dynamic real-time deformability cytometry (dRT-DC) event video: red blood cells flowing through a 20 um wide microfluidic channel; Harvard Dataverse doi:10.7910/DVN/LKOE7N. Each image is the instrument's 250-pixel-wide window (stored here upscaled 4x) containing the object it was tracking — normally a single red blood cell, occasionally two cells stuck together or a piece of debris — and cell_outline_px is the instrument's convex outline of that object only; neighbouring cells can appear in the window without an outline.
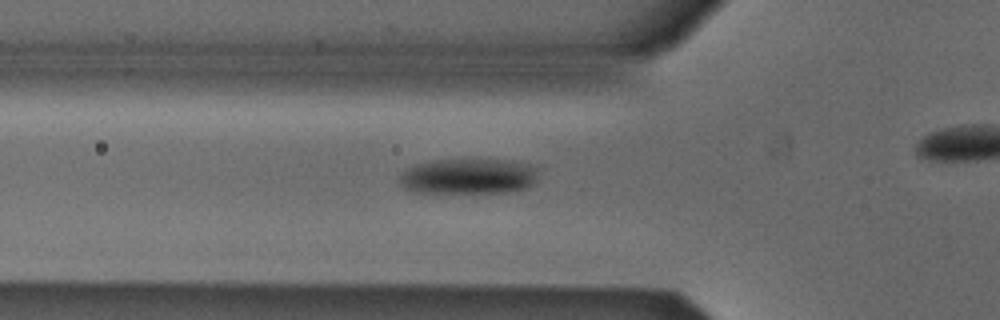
{"species": "Egyptian fruit bat (a non-hibernating species)", "species_latin": "Rousettus aegyptiacus", "temperature_condition": "cold", "stored_images_in_passage": 38, "camera_frame_rate_fps": 3000, "um_per_image_px": 0.085, "animal": {"sex": "male"}, "frame": {"image": 1, "passage_image": 13, "time_ms": 4.0, "image_size_px": [1000, 320], "cell_outline_px": [[536, 176], [532, 184], [528, 188], [504, 192], [416, 192], [404, 188], [400, 180], [400, 176], [408, 168], [416, 164], [436, 160], [508, 160], [528, 164], [536, 168]], "centroid_in_image_um": [39.82, 14.98], "position_along_channel_um": 86.0, "area_um2": 28.21}}
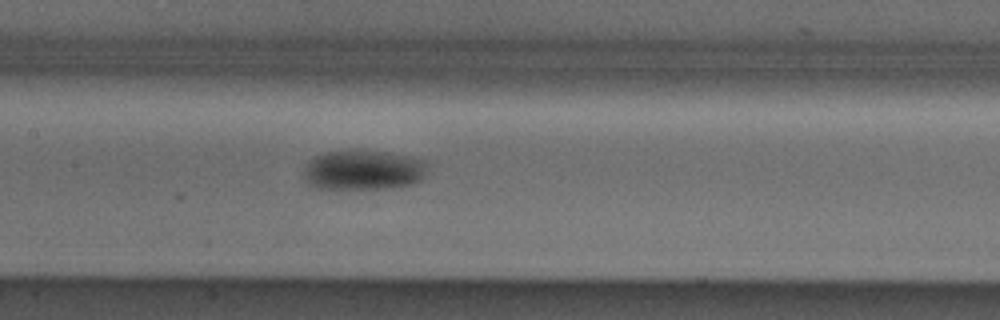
{"frame": {"image": 2, "passage_image": 20, "time_ms": 6.333, "image_size_px": [1000, 320], "cell_outline_px": [[424, 176], [420, 180], [412, 184], [392, 188], [316, 188], [308, 184], [304, 180], [304, 168], [308, 160], [324, 152], [352, 148], [360, 148], [408, 156], [424, 160]], "centroid_in_image_um": [30.81, 14.42], "position_along_channel_um": 176.6, "area_um2": 29.13}}
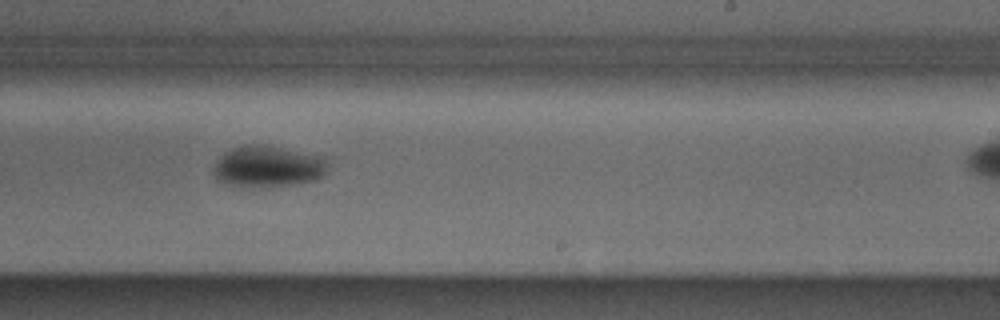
{"frame": {"image": 3, "passage_image": 27, "time_ms": 8.667, "image_size_px": [1000, 320], "cell_outline_px": [[328, 156], [324, 176], [316, 180], [296, 184], [264, 188], [240, 188], [216, 180], [212, 172], [212, 168], [216, 160], [224, 152], [232, 148], [244, 144], [268, 144]], "centroid_in_image_um": [22.76, 14.15], "position_along_channel_um": 266.2, "area_um2": 28.9}}